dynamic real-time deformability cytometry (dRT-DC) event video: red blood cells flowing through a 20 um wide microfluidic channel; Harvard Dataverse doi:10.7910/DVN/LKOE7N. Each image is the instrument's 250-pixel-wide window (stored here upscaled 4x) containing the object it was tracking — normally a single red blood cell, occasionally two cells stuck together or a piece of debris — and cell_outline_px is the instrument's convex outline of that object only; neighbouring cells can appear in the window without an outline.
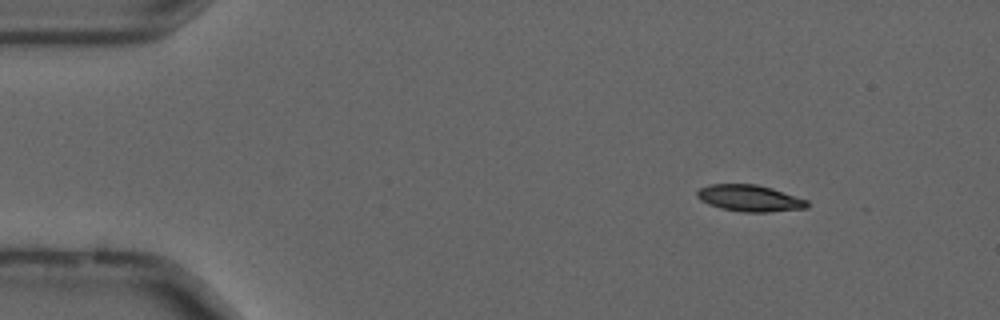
{"species": "common noctule bat (a hibernating species)", "species_latin": "Nyctalus noctula", "temperature_condition": "cold", "stored_images_in_passage": 55, "camera_frame_rate_fps": 3000, "um_per_image_px": 0.085, "animal": {"sex": "male", "forearm_length_mm": 52.5}, "frame": {"image": 1, "passage_image": 7, "time_ms": 2.0, "image_size_px": [1000, 320], "cell_outline_px": [[808, 208], [768, 212], [744, 212], [720, 208], [708, 204], [700, 200], [696, 196], [696, 192], [700, 188], [708, 184], [756, 184], [772, 188], [808, 200]], "centroid_in_image_um": [63.71, 16.84], "position_along_channel_um": 21.3, "area_um2": 17.11}}
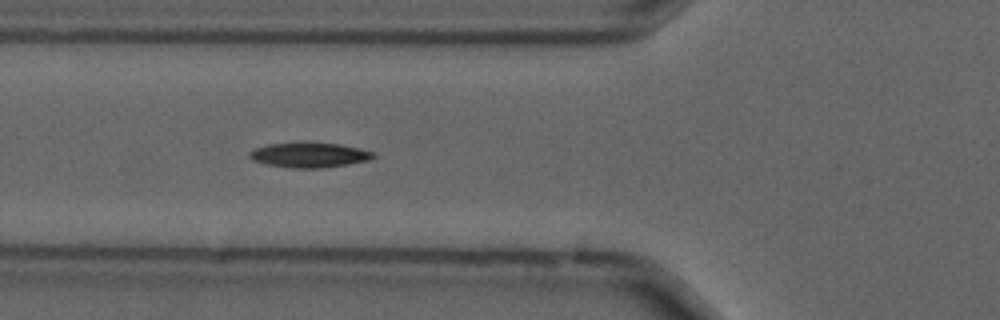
{"frame": {"image": 2, "passage_image": 20, "time_ms": 6.333, "image_size_px": [1000, 320], "cell_outline_px": [[376, 156], [368, 160], [348, 164], [320, 168], [292, 168], [268, 164], [252, 160], [248, 156], [248, 152], [252, 148], [268, 144], [304, 140], [340, 144], [360, 148], [376, 152]], "centroid_in_image_um": [26.27, 13.13], "position_along_channel_um": 99.5, "area_um2": 18.67}}
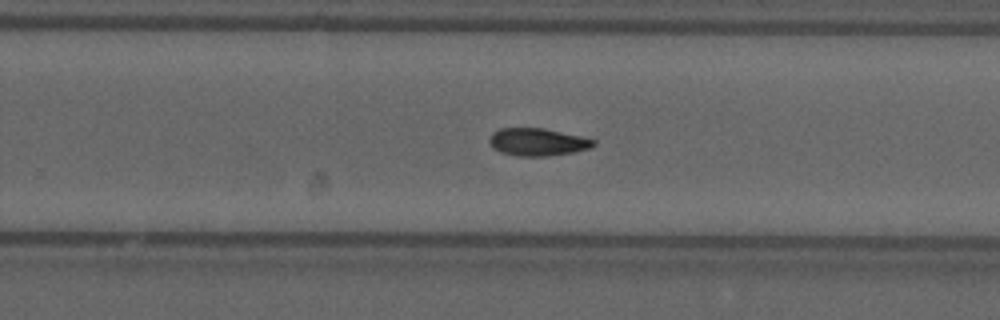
{"frame": {"image": 3, "passage_image": 35, "time_ms": 11.333, "image_size_px": [1000, 320], "cell_outline_px": [[596, 144], [588, 148], [572, 152], [548, 156], [516, 156], [500, 152], [492, 148], [488, 140], [492, 132], [500, 128], [544, 128], [580, 136], [596, 140]], "centroid_in_image_um": [45.64, 12.07], "position_along_channel_um": 284.2, "area_um2": 16.76}, "authors_computed_cell_mechanics": {"area_um2": 16.7042, "velocity_mm_per_s": 3.6938, "shape_relaxation_time_tau1_ms": 6.371, "shape_relaxation_time_tau2_ms": null, "deformation_change_tau1": 0.1448, "deformation_change_tau2": null}}